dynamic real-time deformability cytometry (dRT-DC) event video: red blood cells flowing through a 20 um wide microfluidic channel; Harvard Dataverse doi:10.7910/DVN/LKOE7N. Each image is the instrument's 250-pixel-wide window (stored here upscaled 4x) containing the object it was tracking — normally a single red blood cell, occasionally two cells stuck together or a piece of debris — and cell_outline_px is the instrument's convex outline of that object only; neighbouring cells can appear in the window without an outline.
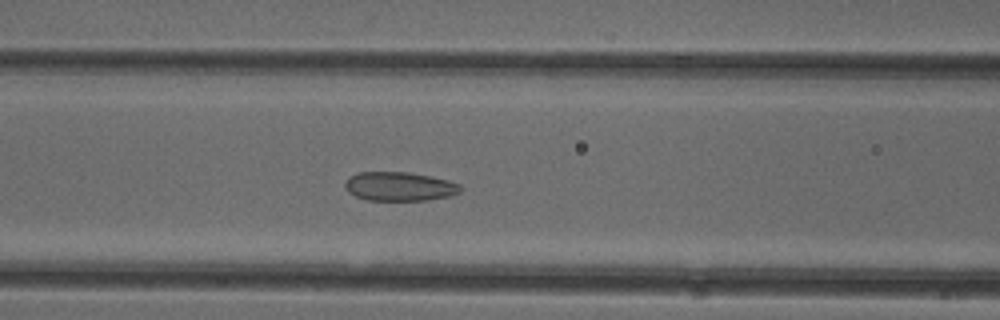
{"species": "common noctule bat (a hibernating species)", "species_latin": "Nyctalus noctula", "temperature_condition": "cold", "stored_images_in_passage": 50, "camera_frame_rate_fps": 3000, "um_per_image_px": 0.085, "animal": {"sex": "female"}, "frame": {"image": 1, "passage_image": 20, "time_ms": 6.333, "image_size_px": [1000, 320], "cell_outline_px": [[464, 188], [460, 192], [448, 196], [428, 200], [368, 200], [356, 196], [348, 192], [344, 188], [344, 184], [348, 176], [356, 172], [408, 172], [432, 176], [448, 180], [460, 184]], "centroid_in_image_um": [33.95, 15.83], "position_along_channel_um": 132.7, "area_um2": 19.71}}
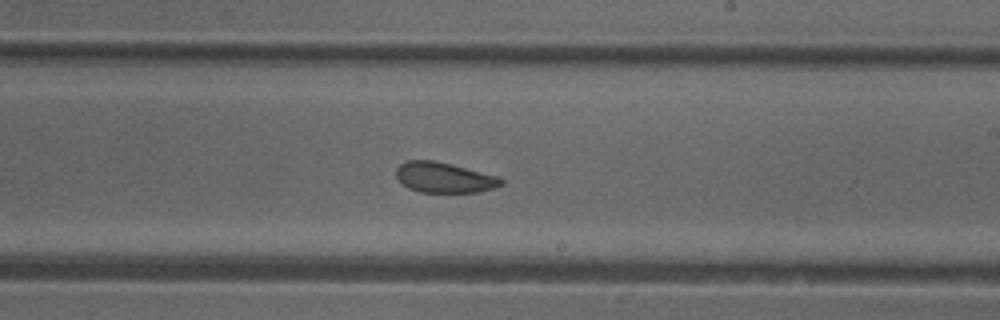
{"frame": {"image": 2, "passage_image": 29, "time_ms": 9.333, "image_size_px": [1000, 320], "cell_outline_px": [[504, 184], [496, 188], [476, 192], [420, 192], [408, 188], [396, 176], [396, 168], [400, 164], [408, 160], [432, 160], [452, 164], [500, 176], [504, 180]], "centroid_in_image_um": [37.81, 15.09], "position_along_channel_um": 251.2, "area_um2": 18.73}}
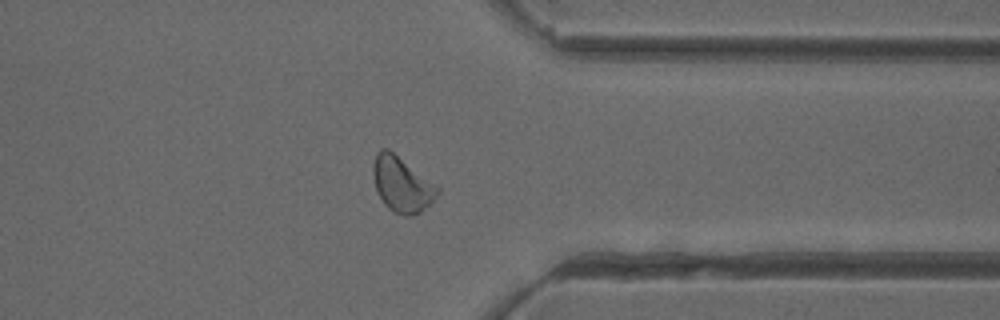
{"frame": {"image": 3, "passage_image": 39, "time_ms": 12.667, "image_size_px": [1000, 320], "cell_outline_px": [[440, 192], [420, 212], [408, 216], [404, 216], [392, 212], [384, 204], [376, 192], [372, 172], [372, 164], [376, 152], [380, 148], [388, 148], [436, 184], [440, 188]], "centroid_in_image_um": [34.11, 15.65], "position_along_channel_um": 377.3, "area_um2": 20.87}, "authors_computed_cell_mechanics": {"area_um2": 20.6346, "velocity_mm_per_s": 3.9615, "shape_relaxation_time_tau1_ms": 6.1483, "shape_relaxation_time_tau2_ms": 3.1419, "deformation_change_tau1": 0.0919, "deformation_change_tau2": 0.0839}}